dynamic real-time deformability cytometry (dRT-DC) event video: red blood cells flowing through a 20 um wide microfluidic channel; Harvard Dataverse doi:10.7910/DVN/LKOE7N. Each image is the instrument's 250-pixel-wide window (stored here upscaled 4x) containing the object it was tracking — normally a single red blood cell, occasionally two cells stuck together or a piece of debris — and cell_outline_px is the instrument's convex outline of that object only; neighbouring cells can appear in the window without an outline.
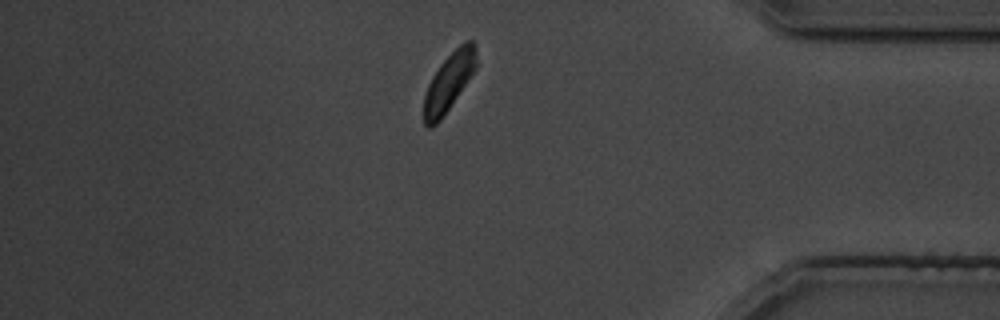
{"species": "common noctule bat (a hibernating species)", "species_latin": "Nyctalus noctula", "temperature_condition": "cold", "stored_images_in_passage": 26, "camera_frame_rate_fps": 3000, "um_per_image_px": 0.085, "animal": {"sex": "male", "body_mass_g": 19.5, "forearm_length_mm": 54.6}, "frame": {"image": 1, "passage_image": 22, "time_ms": 26.0, "image_size_px": [1000, 320], "cell_outline_px": [[476, 68], [440, 120], [432, 128], [428, 128], [424, 124], [424, 96], [428, 84], [432, 76], [440, 64], [460, 44], [468, 40], [472, 40], [476, 44]], "centroid_in_image_um": [38.14, 6.96], "position_along_channel_um": 397.1, "area_um2": 17.4}}